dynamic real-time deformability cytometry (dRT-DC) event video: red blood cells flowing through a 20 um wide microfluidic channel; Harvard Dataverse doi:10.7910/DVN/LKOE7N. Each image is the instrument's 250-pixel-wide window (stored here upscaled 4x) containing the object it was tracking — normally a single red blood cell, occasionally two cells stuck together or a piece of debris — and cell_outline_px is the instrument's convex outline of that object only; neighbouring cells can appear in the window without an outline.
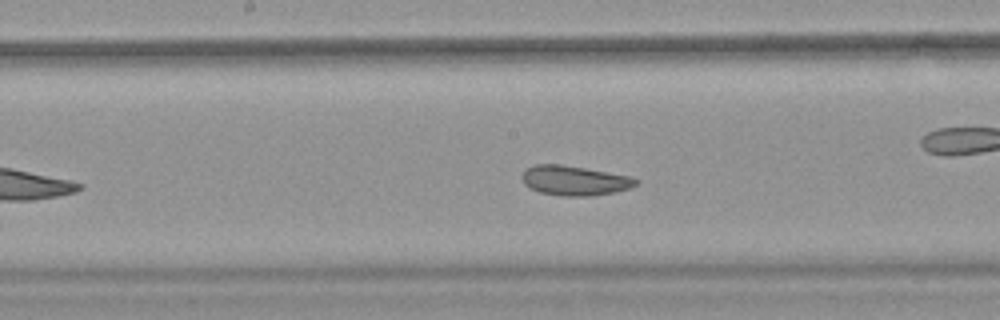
{"species": "common noctule bat (a hibernating species)", "species_latin": "Nyctalus noctula", "temperature_condition": "warm", "stored_images_in_passage": 27, "camera_frame_rate_fps": 3000, "um_per_image_px": 0.085, "animal": {"sex": "female", "body_mass_g": 18.4}, "frame": {"image": 1, "passage_image": 12, "time_ms": 3.667, "image_size_px": [1000, 320], "cell_outline_px": [[640, 180], [636, 184], [628, 188], [616, 192], [592, 196], [560, 196], [540, 192], [528, 188], [524, 184], [520, 176], [524, 168], [536, 164], [560, 164], [632, 176]], "centroid_in_image_um": [48.79, 15.34], "position_along_channel_um": 199.4, "area_um2": 20.0}, "authors_computed_cell_mechanics": {"area_um2": 19.652, "velocity_mm_per_s": 3.8043, "shape_relaxation_time_tau1_ms": 6.3974, "shape_relaxation_time_tau2_ms": 3.7558, "deformation_change_tau1": 0.0817, "deformation_change_tau2": 0.1149}}